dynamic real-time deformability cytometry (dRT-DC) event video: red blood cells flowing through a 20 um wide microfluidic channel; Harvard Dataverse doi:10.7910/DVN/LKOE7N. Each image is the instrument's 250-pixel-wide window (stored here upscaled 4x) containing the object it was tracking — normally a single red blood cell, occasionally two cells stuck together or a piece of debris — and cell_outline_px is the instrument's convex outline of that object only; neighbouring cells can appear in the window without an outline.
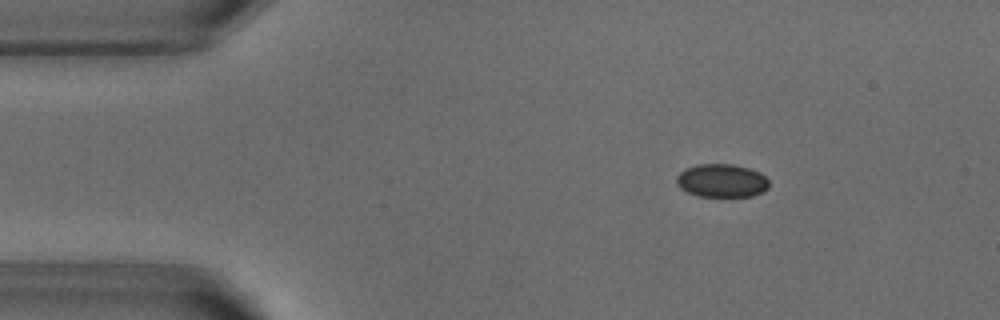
{"species": "common noctule bat (a hibernating species)", "species_latin": "Nyctalus noctula", "temperature_condition": "warm", "stored_images_in_passage": 48, "camera_frame_rate_fps": 3000, "um_per_image_px": 0.085, "animal": {"sex": "male", "body_mass_g": 18.8}, "frame": {"image": 1, "passage_image": 3, "time_ms": 0.667, "image_size_px": [1000, 320], "cell_outline_px": [[768, 188], [764, 192], [752, 196], [696, 196], [680, 188], [676, 184], [676, 176], [684, 168], [696, 164], [732, 164], [748, 168], [760, 172], [768, 180]], "centroid_in_image_um": [61.32, 15.35], "position_along_channel_um": 23.7, "area_um2": 18.09}}
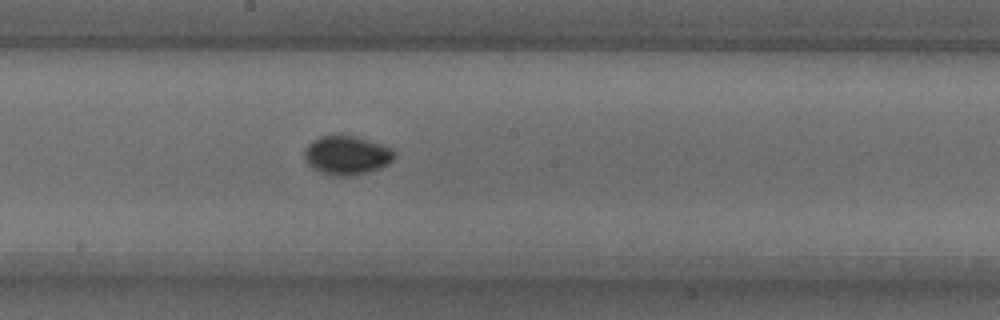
{"frame": {"image": 2, "passage_image": 23, "time_ms": 7.333, "image_size_px": [1000, 320], "cell_outline_px": [[396, 152], [392, 160], [388, 164], [380, 168], [352, 176], [336, 176], [320, 172], [308, 164], [304, 156], [304, 148], [312, 140], [320, 136], [352, 136], [380, 144], [392, 148]], "centroid_in_image_um": [29.46, 13.21], "position_along_channel_um": 218.7, "area_um2": 20.17}}
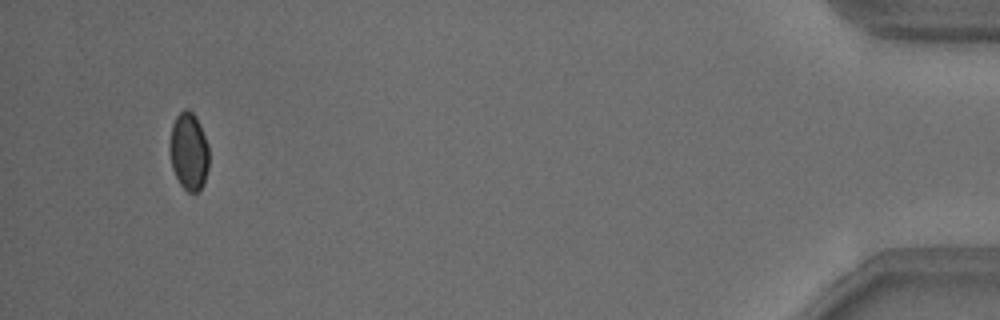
{"frame": {"image": 3, "passage_image": 45, "time_ms": 14.667, "image_size_px": [1000, 320], "cell_outline_px": [[208, 168], [204, 184], [196, 192], [188, 192], [180, 184], [172, 168], [168, 148], [172, 124], [176, 116], [184, 108], [188, 108], [196, 116], [200, 124], [208, 144]], "centroid_in_image_um": [16.03, 12.84], "position_along_channel_um": 419.2, "area_um2": 17.98}, "authors_computed_cell_mechanics": {"area_um2": 18.5827, "velocity_mm_per_s": 3.8144, "shape_relaxation_time_tau1_ms": 5.5055, "shape_relaxation_time_tau2_ms": null, "deformation_change_tau1": 0.0583, "deformation_change_tau2": null}}